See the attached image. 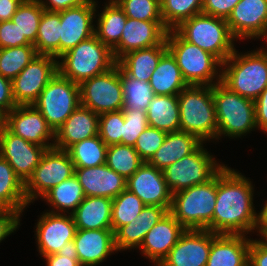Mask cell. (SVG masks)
<instances>
[{
  "instance_id": "6da1fadb",
  "label": "cell",
  "mask_w": 267,
  "mask_h": 266,
  "mask_svg": "<svg viewBox=\"0 0 267 266\" xmlns=\"http://www.w3.org/2000/svg\"><path fill=\"white\" fill-rule=\"evenodd\" d=\"M253 192L251 181L234 169L225 166L217 174L213 233L246 235L255 230L257 213L253 208Z\"/></svg>"
},
{
  "instance_id": "7a4b0ae2",
  "label": "cell",
  "mask_w": 267,
  "mask_h": 266,
  "mask_svg": "<svg viewBox=\"0 0 267 266\" xmlns=\"http://www.w3.org/2000/svg\"><path fill=\"white\" fill-rule=\"evenodd\" d=\"M250 53L235 51L222 63L221 83L242 97L255 100L267 87V51Z\"/></svg>"
},
{
  "instance_id": "3957f363",
  "label": "cell",
  "mask_w": 267,
  "mask_h": 266,
  "mask_svg": "<svg viewBox=\"0 0 267 266\" xmlns=\"http://www.w3.org/2000/svg\"><path fill=\"white\" fill-rule=\"evenodd\" d=\"M180 131L201 142L217 139V120L212 86L188 85L178 94Z\"/></svg>"
},
{
  "instance_id": "277c9868",
  "label": "cell",
  "mask_w": 267,
  "mask_h": 266,
  "mask_svg": "<svg viewBox=\"0 0 267 266\" xmlns=\"http://www.w3.org/2000/svg\"><path fill=\"white\" fill-rule=\"evenodd\" d=\"M58 59V73L72 82L82 81L103 74L113 68L117 61L112 50L95 35L80 42Z\"/></svg>"
},
{
  "instance_id": "5b68a950",
  "label": "cell",
  "mask_w": 267,
  "mask_h": 266,
  "mask_svg": "<svg viewBox=\"0 0 267 266\" xmlns=\"http://www.w3.org/2000/svg\"><path fill=\"white\" fill-rule=\"evenodd\" d=\"M216 197L217 175L207 183L172 194L169 212L185 229H206L213 232Z\"/></svg>"
},
{
  "instance_id": "8992f818",
  "label": "cell",
  "mask_w": 267,
  "mask_h": 266,
  "mask_svg": "<svg viewBox=\"0 0 267 266\" xmlns=\"http://www.w3.org/2000/svg\"><path fill=\"white\" fill-rule=\"evenodd\" d=\"M166 44L188 85L213 86L221 82L217 67L222 68V62L216 56L184 40L174 29L167 32Z\"/></svg>"
},
{
  "instance_id": "52a82bcc",
  "label": "cell",
  "mask_w": 267,
  "mask_h": 266,
  "mask_svg": "<svg viewBox=\"0 0 267 266\" xmlns=\"http://www.w3.org/2000/svg\"><path fill=\"white\" fill-rule=\"evenodd\" d=\"M174 30L184 40L210 52L222 63L235 51V38L225 19L200 13L184 20Z\"/></svg>"
},
{
  "instance_id": "ba28073f",
  "label": "cell",
  "mask_w": 267,
  "mask_h": 266,
  "mask_svg": "<svg viewBox=\"0 0 267 266\" xmlns=\"http://www.w3.org/2000/svg\"><path fill=\"white\" fill-rule=\"evenodd\" d=\"M217 120V139L221 135L237 138L257 128L255 103L230 91L221 82L212 86Z\"/></svg>"
},
{
  "instance_id": "9c48e42d",
  "label": "cell",
  "mask_w": 267,
  "mask_h": 266,
  "mask_svg": "<svg viewBox=\"0 0 267 266\" xmlns=\"http://www.w3.org/2000/svg\"><path fill=\"white\" fill-rule=\"evenodd\" d=\"M203 147V143L190 155L162 170L167 187L174 194L194 185L207 183L224 167Z\"/></svg>"
},
{
  "instance_id": "30bf717a",
  "label": "cell",
  "mask_w": 267,
  "mask_h": 266,
  "mask_svg": "<svg viewBox=\"0 0 267 266\" xmlns=\"http://www.w3.org/2000/svg\"><path fill=\"white\" fill-rule=\"evenodd\" d=\"M33 105L55 132L81 105L79 84L62 77L57 72Z\"/></svg>"
},
{
  "instance_id": "8fae6325",
  "label": "cell",
  "mask_w": 267,
  "mask_h": 266,
  "mask_svg": "<svg viewBox=\"0 0 267 266\" xmlns=\"http://www.w3.org/2000/svg\"><path fill=\"white\" fill-rule=\"evenodd\" d=\"M75 174V166L66 150L52 147L47 149L32 176L25 183L28 204L38 196L43 197L49 190Z\"/></svg>"
},
{
  "instance_id": "7c38bea8",
  "label": "cell",
  "mask_w": 267,
  "mask_h": 266,
  "mask_svg": "<svg viewBox=\"0 0 267 266\" xmlns=\"http://www.w3.org/2000/svg\"><path fill=\"white\" fill-rule=\"evenodd\" d=\"M80 104L98 115L123 109L119 66L79 84Z\"/></svg>"
},
{
  "instance_id": "4fadbf2b",
  "label": "cell",
  "mask_w": 267,
  "mask_h": 266,
  "mask_svg": "<svg viewBox=\"0 0 267 266\" xmlns=\"http://www.w3.org/2000/svg\"><path fill=\"white\" fill-rule=\"evenodd\" d=\"M58 60L50 55H37L13 80L12 88L18 105H33L41 91L58 72Z\"/></svg>"
},
{
  "instance_id": "5bb4252c",
  "label": "cell",
  "mask_w": 267,
  "mask_h": 266,
  "mask_svg": "<svg viewBox=\"0 0 267 266\" xmlns=\"http://www.w3.org/2000/svg\"><path fill=\"white\" fill-rule=\"evenodd\" d=\"M46 150L43 146L15 135L6 126L0 130V156L24 184L32 176Z\"/></svg>"
},
{
  "instance_id": "9a60e30c",
  "label": "cell",
  "mask_w": 267,
  "mask_h": 266,
  "mask_svg": "<svg viewBox=\"0 0 267 266\" xmlns=\"http://www.w3.org/2000/svg\"><path fill=\"white\" fill-rule=\"evenodd\" d=\"M77 227L72 215L46 212L36 225V240L42 256L58 254L72 246Z\"/></svg>"
},
{
  "instance_id": "2e32d148",
  "label": "cell",
  "mask_w": 267,
  "mask_h": 266,
  "mask_svg": "<svg viewBox=\"0 0 267 266\" xmlns=\"http://www.w3.org/2000/svg\"><path fill=\"white\" fill-rule=\"evenodd\" d=\"M5 126L24 140L50 149L55 140V132L34 105H18L5 116ZM48 141V142H47Z\"/></svg>"
},
{
  "instance_id": "e0dca14e",
  "label": "cell",
  "mask_w": 267,
  "mask_h": 266,
  "mask_svg": "<svg viewBox=\"0 0 267 266\" xmlns=\"http://www.w3.org/2000/svg\"><path fill=\"white\" fill-rule=\"evenodd\" d=\"M126 189L138 196L145 205L170 210L172 193L167 187L163 172L147 162L126 180Z\"/></svg>"
},
{
  "instance_id": "ac0fdd59",
  "label": "cell",
  "mask_w": 267,
  "mask_h": 266,
  "mask_svg": "<svg viewBox=\"0 0 267 266\" xmlns=\"http://www.w3.org/2000/svg\"><path fill=\"white\" fill-rule=\"evenodd\" d=\"M211 247V231L186 229L161 266H206Z\"/></svg>"
},
{
  "instance_id": "d6986e66",
  "label": "cell",
  "mask_w": 267,
  "mask_h": 266,
  "mask_svg": "<svg viewBox=\"0 0 267 266\" xmlns=\"http://www.w3.org/2000/svg\"><path fill=\"white\" fill-rule=\"evenodd\" d=\"M226 21L235 39H264L267 34V0H240Z\"/></svg>"
},
{
  "instance_id": "ffe728a7",
  "label": "cell",
  "mask_w": 267,
  "mask_h": 266,
  "mask_svg": "<svg viewBox=\"0 0 267 266\" xmlns=\"http://www.w3.org/2000/svg\"><path fill=\"white\" fill-rule=\"evenodd\" d=\"M169 30L163 21H143L127 17L119 43L112 49L117 61L130 51L160 45Z\"/></svg>"
},
{
  "instance_id": "44dd1931",
  "label": "cell",
  "mask_w": 267,
  "mask_h": 266,
  "mask_svg": "<svg viewBox=\"0 0 267 266\" xmlns=\"http://www.w3.org/2000/svg\"><path fill=\"white\" fill-rule=\"evenodd\" d=\"M97 4L60 11V56L94 35L93 19Z\"/></svg>"
},
{
  "instance_id": "7402d4cb",
  "label": "cell",
  "mask_w": 267,
  "mask_h": 266,
  "mask_svg": "<svg viewBox=\"0 0 267 266\" xmlns=\"http://www.w3.org/2000/svg\"><path fill=\"white\" fill-rule=\"evenodd\" d=\"M81 266H95L103 262L115 247L112 229H77L71 246Z\"/></svg>"
},
{
  "instance_id": "603a6c76",
  "label": "cell",
  "mask_w": 267,
  "mask_h": 266,
  "mask_svg": "<svg viewBox=\"0 0 267 266\" xmlns=\"http://www.w3.org/2000/svg\"><path fill=\"white\" fill-rule=\"evenodd\" d=\"M186 229L168 211L145 235L142 253L156 264H160L176 245Z\"/></svg>"
},
{
  "instance_id": "cb8c5ba5",
  "label": "cell",
  "mask_w": 267,
  "mask_h": 266,
  "mask_svg": "<svg viewBox=\"0 0 267 266\" xmlns=\"http://www.w3.org/2000/svg\"><path fill=\"white\" fill-rule=\"evenodd\" d=\"M99 115L79 105L55 131L54 147L67 150L75 143L98 135Z\"/></svg>"
},
{
  "instance_id": "d4e9b609",
  "label": "cell",
  "mask_w": 267,
  "mask_h": 266,
  "mask_svg": "<svg viewBox=\"0 0 267 266\" xmlns=\"http://www.w3.org/2000/svg\"><path fill=\"white\" fill-rule=\"evenodd\" d=\"M75 176L85 196L114 199L126 189V179L106 164L89 168H75Z\"/></svg>"
},
{
  "instance_id": "484cf974",
  "label": "cell",
  "mask_w": 267,
  "mask_h": 266,
  "mask_svg": "<svg viewBox=\"0 0 267 266\" xmlns=\"http://www.w3.org/2000/svg\"><path fill=\"white\" fill-rule=\"evenodd\" d=\"M245 236L211 232V247L206 266H248L251 238Z\"/></svg>"
},
{
  "instance_id": "4316f807",
  "label": "cell",
  "mask_w": 267,
  "mask_h": 266,
  "mask_svg": "<svg viewBox=\"0 0 267 266\" xmlns=\"http://www.w3.org/2000/svg\"><path fill=\"white\" fill-rule=\"evenodd\" d=\"M168 212L165 207L145 205L140 214L115 233L116 250L139 248L148 231Z\"/></svg>"
},
{
  "instance_id": "83f0119b",
  "label": "cell",
  "mask_w": 267,
  "mask_h": 266,
  "mask_svg": "<svg viewBox=\"0 0 267 266\" xmlns=\"http://www.w3.org/2000/svg\"><path fill=\"white\" fill-rule=\"evenodd\" d=\"M203 142L188 132L167 133L161 147L147 162L151 166L164 170L166 167L193 153Z\"/></svg>"
},
{
  "instance_id": "f1b7e54d",
  "label": "cell",
  "mask_w": 267,
  "mask_h": 266,
  "mask_svg": "<svg viewBox=\"0 0 267 266\" xmlns=\"http://www.w3.org/2000/svg\"><path fill=\"white\" fill-rule=\"evenodd\" d=\"M167 51L168 48L165 39L160 45L126 53L117 60V65L132 78L149 82L161 57Z\"/></svg>"
},
{
  "instance_id": "f546056e",
  "label": "cell",
  "mask_w": 267,
  "mask_h": 266,
  "mask_svg": "<svg viewBox=\"0 0 267 266\" xmlns=\"http://www.w3.org/2000/svg\"><path fill=\"white\" fill-rule=\"evenodd\" d=\"M112 199L85 196L71 214L77 229H112Z\"/></svg>"
},
{
  "instance_id": "4dcf8cb0",
  "label": "cell",
  "mask_w": 267,
  "mask_h": 266,
  "mask_svg": "<svg viewBox=\"0 0 267 266\" xmlns=\"http://www.w3.org/2000/svg\"><path fill=\"white\" fill-rule=\"evenodd\" d=\"M149 83L155 95H178L188 86L176 59L169 51L161 57Z\"/></svg>"
},
{
  "instance_id": "1f68e13d",
  "label": "cell",
  "mask_w": 267,
  "mask_h": 266,
  "mask_svg": "<svg viewBox=\"0 0 267 266\" xmlns=\"http://www.w3.org/2000/svg\"><path fill=\"white\" fill-rule=\"evenodd\" d=\"M146 113L150 127L166 133L180 131L178 95H155Z\"/></svg>"
},
{
  "instance_id": "d6a6232c",
  "label": "cell",
  "mask_w": 267,
  "mask_h": 266,
  "mask_svg": "<svg viewBox=\"0 0 267 266\" xmlns=\"http://www.w3.org/2000/svg\"><path fill=\"white\" fill-rule=\"evenodd\" d=\"M28 202L25 184L16 175L9 163L0 156V210L23 212Z\"/></svg>"
},
{
  "instance_id": "836d02e7",
  "label": "cell",
  "mask_w": 267,
  "mask_h": 266,
  "mask_svg": "<svg viewBox=\"0 0 267 266\" xmlns=\"http://www.w3.org/2000/svg\"><path fill=\"white\" fill-rule=\"evenodd\" d=\"M105 5L98 15L94 35L112 50L121 39L127 16L115 0H110Z\"/></svg>"
},
{
  "instance_id": "e575fe53",
  "label": "cell",
  "mask_w": 267,
  "mask_h": 266,
  "mask_svg": "<svg viewBox=\"0 0 267 266\" xmlns=\"http://www.w3.org/2000/svg\"><path fill=\"white\" fill-rule=\"evenodd\" d=\"M42 198L46 199V202L53 206L51 213L57 214L58 211H61L64 214L65 212L72 214L83 201L85 195L82 186L74 174L53 187ZM54 208H56V211H54ZM69 209H72L70 213L68 212Z\"/></svg>"
},
{
  "instance_id": "d590c367",
  "label": "cell",
  "mask_w": 267,
  "mask_h": 266,
  "mask_svg": "<svg viewBox=\"0 0 267 266\" xmlns=\"http://www.w3.org/2000/svg\"><path fill=\"white\" fill-rule=\"evenodd\" d=\"M38 55L60 57V13L44 10L37 39L33 44Z\"/></svg>"
},
{
  "instance_id": "8d00e7d4",
  "label": "cell",
  "mask_w": 267,
  "mask_h": 266,
  "mask_svg": "<svg viewBox=\"0 0 267 266\" xmlns=\"http://www.w3.org/2000/svg\"><path fill=\"white\" fill-rule=\"evenodd\" d=\"M108 146L96 135L70 146L66 151L75 168H89L106 164Z\"/></svg>"
},
{
  "instance_id": "74e56055",
  "label": "cell",
  "mask_w": 267,
  "mask_h": 266,
  "mask_svg": "<svg viewBox=\"0 0 267 266\" xmlns=\"http://www.w3.org/2000/svg\"><path fill=\"white\" fill-rule=\"evenodd\" d=\"M119 71L123 93V109L147 111L150 101L155 96L150 83L132 78L120 67Z\"/></svg>"
},
{
  "instance_id": "f35d334b",
  "label": "cell",
  "mask_w": 267,
  "mask_h": 266,
  "mask_svg": "<svg viewBox=\"0 0 267 266\" xmlns=\"http://www.w3.org/2000/svg\"><path fill=\"white\" fill-rule=\"evenodd\" d=\"M144 163L134 146L115 144L108 146L106 165L124 179L132 176Z\"/></svg>"
},
{
  "instance_id": "ab89813d",
  "label": "cell",
  "mask_w": 267,
  "mask_h": 266,
  "mask_svg": "<svg viewBox=\"0 0 267 266\" xmlns=\"http://www.w3.org/2000/svg\"><path fill=\"white\" fill-rule=\"evenodd\" d=\"M44 9L39 0H24L11 20L20 30L21 38H26L31 44L37 39L40 19Z\"/></svg>"
},
{
  "instance_id": "60d3db41",
  "label": "cell",
  "mask_w": 267,
  "mask_h": 266,
  "mask_svg": "<svg viewBox=\"0 0 267 266\" xmlns=\"http://www.w3.org/2000/svg\"><path fill=\"white\" fill-rule=\"evenodd\" d=\"M37 55L34 45L0 48V74L13 80Z\"/></svg>"
},
{
  "instance_id": "b9f144b4",
  "label": "cell",
  "mask_w": 267,
  "mask_h": 266,
  "mask_svg": "<svg viewBox=\"0 0 267 266\" xmlns=\"http://www.w3.org/2000/svg\"><path fill=\"white\" fill-rule=\"evenodd\" d=\"M161 17L168 30L202 13L203 0H160Z\"/></svg>"
},
{
  "instance_id": "7bdbcfd3",
  "label": "cell",
  "mask_w": 267,
  "mask_h": 266,
  "mask_svg": "<svg viewBox=\"0 0 267 266\" xmlns=\"http://www.w3.org/2000/svg\"><path fill=\"white\" fill-rule=\"evenodd\" d=\"M145 204L127 189L112 199V230L115 233L120 227L130 223L140 214Z\"/></svg>"
},
{
  "instance_id": "ee69618b",
  "label": "cell",
  "mask_w": 267,
  "mask_h": 266,
  "mask_svg": "<svg viewBox=\"0 0 267 266\" xmlns=\"http://www.w3.org/2000/svg\"><path fill=\"white\" fill-rule=\"evenodd\" d=\"M127 17L143 21H163L160 0H115Z\"/></svg>"
},
{
  "instance_id": "f6af8a7d",
  "label": "cell",
  "mask_w": 267,
  "mask_h": 266,
  "mask_svg": "<svg viewBox=\"0 0 267 266\" xmlns=\"http://www.w3.org/2000/svg\"><path fill=\"white\" fill-rule=\"evenodd\" d=\"M124 114L122 110L99 115L98 135L107 146L122 144Z\"/></svg>"
},
{
  "instance_id": "bcb514c9",
  "label": "cell",
  "mask_w": 267,
  "mask_h": 266,
  "mask_svg": "<svg viewBox=\"0 0 267 266\" xmlns=\"http://www.w3.org/2000/svg\"><path fill=\"white\" fill-rule=\"evenodd\" d=\"M124 114L122 144L134 146L139 135L149 126L144 110L122 109Z\"/></svg>"
},
{
  "instance_id": "7dc6e473",
  "label": "cell",
  "mask_w": 267,
  "mask_h": 266,
  "mask_svg": "<svg viewBox=\"0 0 267 266\" xmlns=\"http://www.w3.org/2000/svg\"><path fill=\"white\" fill-rule=\"evenodd\" d=\"M166 132L148 126L137 138L134 149L144 162H148L161 147Z\"/></svg>"
},
{
  "instance_id": "c3c4849f",
  "label": "cell",
  "mask_w": 267,
  "mask_h": 266,
  "mask_svg": "<svg viewBox=\"0 0 267 266\" xmlns=\"http://www.w3.org/2000/svg\"><path fill=\"white\" fill-rule=\"evenodd\" d=\"M33 45L26 38H21L20 30L12 20L0 22V48Z\"/></svg>"
},
{
  "instance_id": "681fc988",
  "label": "cell",
  "mask_w": 267,
  "mask_h": 266,
  "mask_svg": "<svg viewBox=\"0 0 267 266\" xmlns=\"http://www.w3.org/2000/svg\"><path fill=\"white\" fill-rule=\"evenodd\" d=\"M240 0H203L202 13L227 20Z\"/></svg>"
},
{
  "instance_id": "f907efd6",
  "label": "cell",
  "mask_w": 267,
  "mask_h": 266,
  "mask_svg": "<svg viewBox=\"0 0 267 266\" xmlns=\"http://www.w3.org/2000/svg\"><path fill=\"white\" fill-rule=\"evenodd\" d=\"M17 106L12 88V80L0 74V111L6 116Z\"/></svg>"
},
{
  "instance_id": "816d5d0a",
  "label": "cell",
  "mask_w": 267,
  "mask_h": 266,
  "mask_svg": "<svg viewBox=\"0 0 267 266\" xmlns=\"http://www.w3.org/2000/svg\"><path fill=\"white\" fill-rule=\"evenodd\" d=\"M19 211L0 210V242L10 235L20 225Z\"/></svg>"
},
{
  "instance_id": "f5cc1de1",
  "label": "cell",
  "mask_w": 267,
  "mask_h": 266,
  "mask_svg": "<svg viewBox=\"0 0 267 266\" xmlns=\"http://www.w3.org/2000/svg\"><path fill=\"white\" fill-rule=\"evenodd\" d=\"M248 266H267V243L263 240L250 241Z\"/></svg>"
},
{
  "instance_id": "db71d44e",
  "label": "cell",
  "mask_w": 267,
  "mask_h": 266,
  "mask_svg": "<svg viewBox=\"0 0 267 266\" xmlns=\"http://www.w3.org/2000/svg\"><path fill=\"white\" fill-rule=\"evenodd\" d=\"M47 266H81L76 251L70 247L58 254L44 256Z\"/></svg>"
},
{
  "instance_id": "11a10c76",
  "label": "cell",
  "mask_w": 267,
  "mask_h": 266,
  "mask_svg": "<svg viewBox=\"0 0 267 266\" xmlns=\"http://www.w3.org/2000/svg\"><path fill=\"white\" fill-rule=\"evenodd\" d=\"M39 1L44 10L52 12H60L69 8L83 6L86 4H96L95 0H46L45 2L42 0Z\"/></svg>"
},
{
  "instance_id": "9f6ffc18",
  "label": "cell",
  "mask_w": 267,
  "mask_h": 266,
  "mask_svg": "<svg viewBox=\"0 0 267 266\" xmlns=\"http://www.w3.org/2000/svg\"><path fill=\"white\" fill-rule=\"evenodd\" d=\"M257 128L267 133V87L254 100Z\"/></svg>"
},
{
  "instance_id": "6f0895ef",
  "label": "cell",
  "mask_w": 267,
  "mask_h": 266,
  "mask_svg": "<svg viewBox=\"0 0 267 266\" xmlns=\"http://www.w3.org/2000/svg\"><path fill=\"white\" fill-rule=\"evenodd\" d=\"M24 0H0V22L11 20Z\"/></svg>"
},
{
  "instance_id": "680465c9",
  "label": "cell",
  "mask_w": 267,
  "mask_h": 266,
  "mask_svg": "<svg viewBox=\"0 0 267 266\" xmlns=\"http://www.w3.org/2000/svg\"><path fill=\"white\" fill-rule=\"evenodd\" d=\"M256 230H259V235L263 237L267 233V201L260 213L257 215Z\"/></svg>"
},
{
  "instance_id": "91938a15",
  "label": "cell",
  "mask_w": 267,
  "mask_h": 266,
  "mask_svg": "<svg viewBox=\"0 0 267 266\" xmlns=\"http://www.w3.org/2000/svg\"><path fill=\"white\" fill-rule=\"evenodd\" d=\"M5 126V115L0 111V130Z\"/></svg>"
},
{
  "instance_id": "94428289",
  "label": "cell",
  "mask_w": 267,
  "mask_h": 266,
  "mask_svg": "<svg viewBox=\"0 0 267 266\" xmlns=\"http://www.w3.org/2000/svg\"><path fill=\"white\" fill-rule=\"evenodd\" d=\"M261 238H263L262 240H263L265 243H267V233H266L263 237H261Z\"/></svg>"
}]
</instances>
